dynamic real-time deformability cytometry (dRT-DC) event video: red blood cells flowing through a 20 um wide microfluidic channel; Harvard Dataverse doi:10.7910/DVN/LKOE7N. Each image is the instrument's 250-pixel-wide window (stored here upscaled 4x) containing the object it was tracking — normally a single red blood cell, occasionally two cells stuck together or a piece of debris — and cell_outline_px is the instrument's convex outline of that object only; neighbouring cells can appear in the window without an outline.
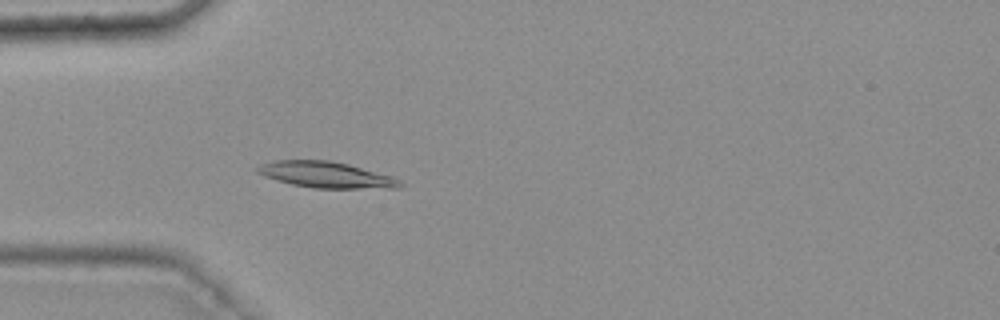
{"species": "common noctule bat (a hibernating species)", "species_latin": "Nyctalus noctula", "temperature_condition": "warm", "stored_images_in_passage": 41, "camera_frame_rate_fps": 3000, "um_per_image_px": 0.085, "animal": {"sex": "female", "body_mass_g": 25.1}, "frame": {"image": 1, "passage_image": 11, "time_ms": 3.333, "image_size_px": [1000, 320], "cell_outline_px": [[404, 188], [312, 188], [292, 184], [264, 176], [256, 172], [256, 168], [260, 164], [276, 160], [328, 160], [348, 164], [392, 176], [400, 180], [404, 184]], "centroid_in_image_um": [27.74, 14.86], "position_along_channel_um": 57.3, "area_um2": 21.68}}
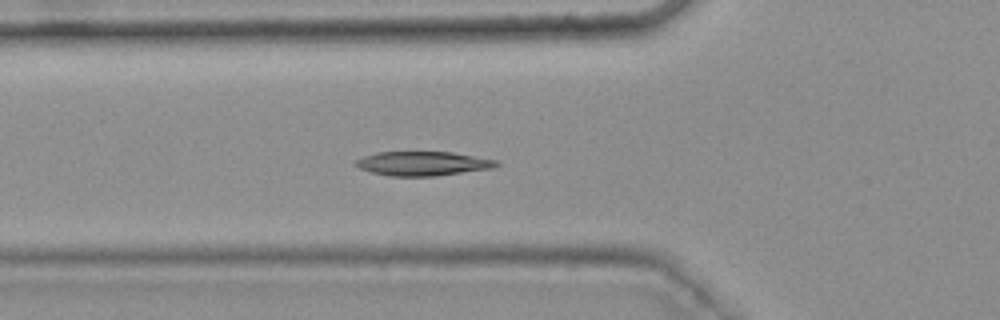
{"frame": {"image": 2, "passage_image": 14, "time_ms": 4.333, "image_size_px": [1000, 320], "cell_outline_px": [[500, 164], [492, 168], [436, 176], [388, 176], [372, 172], [360, 168], [352, 164], [356, 160], [364, 156], [376, 152], [452, 152], [496, 160]], "centroid_in_image_um": [35.9, 13.9], "position_along_channel_um": 89.9, "area_um2": 19.77}}
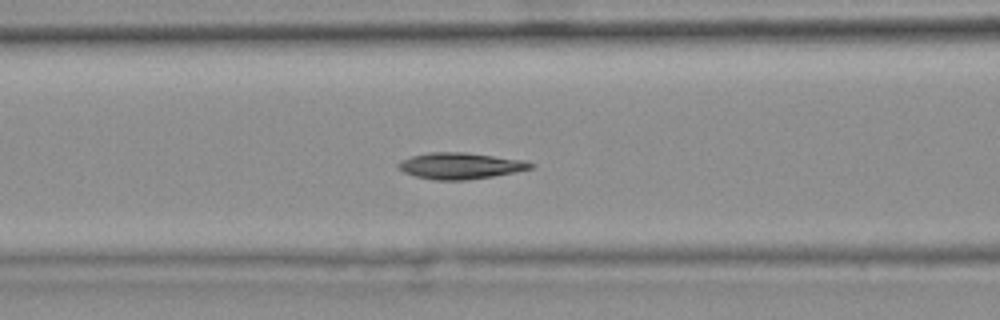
{"frame": {"image": 3, "passage_image": 17, "time_ms": 5.333, "image_size_px": [1000, 320], "cell_outline_px": [[536, 164], [532, 168], [492, 176], [464, 180], [436, 180], [416, 176], [404, 172], [396, 164], [412, 156], [428, 152], [464, 152], [524, 160]], "centroid_in_image_um": [39.13, 14.09], "position_along_channel_um": 127.5, "area_um2": 19.94}, "authors_computed_cell_mechanics": {"area_um2": 19.7676, "velocity_mm_per_s": 3.7205, "shape_relaxation_time_tau1_ms": 7.8417, "shape_relaxation_time_tau2_ms": 1.3058, "deformation_change_tau1": 0.1891, "deformation_change_tau2": 0.0514}}